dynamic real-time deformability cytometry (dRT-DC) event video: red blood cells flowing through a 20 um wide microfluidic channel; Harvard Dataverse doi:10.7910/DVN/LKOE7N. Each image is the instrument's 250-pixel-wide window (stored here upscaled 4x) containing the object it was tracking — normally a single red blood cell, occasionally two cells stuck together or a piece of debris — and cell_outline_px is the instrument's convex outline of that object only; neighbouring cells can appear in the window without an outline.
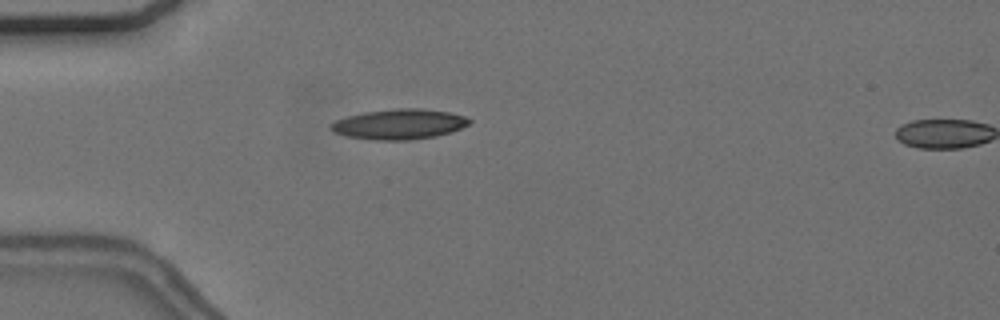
{"species": "common noctule bat (a hibernating species)", "species_latin": "Nyctalus noctula", "temperature_condition": "cold", "stored_images_in_passage": 11, "camera_frame_rate_fps": 3000, "um_per_image_px": 0.085, "animal": {"sex": "female", "body_mass_g": 24.6, "forearm_length_mm": 56.2}, "frame": {"image": 1, "passage_image": 10, "time_ms": 3.0, "image_size_px": [1000, 320], "cell_outline_px": [[472, 120], [468, 124], [452, 132], [436, 136], [408, 140], [376, 140], [348, 136], [332, 132], [328, 128], [328, 124], [336, 120], [348, 116], [364, 112], [396, 108], [420, 108], [448, 112], [464, 116]], "centroid_in_image_um": [33.9, 10.55], "position_along_channel_um": 51.1, "area_um2": 24.39}}